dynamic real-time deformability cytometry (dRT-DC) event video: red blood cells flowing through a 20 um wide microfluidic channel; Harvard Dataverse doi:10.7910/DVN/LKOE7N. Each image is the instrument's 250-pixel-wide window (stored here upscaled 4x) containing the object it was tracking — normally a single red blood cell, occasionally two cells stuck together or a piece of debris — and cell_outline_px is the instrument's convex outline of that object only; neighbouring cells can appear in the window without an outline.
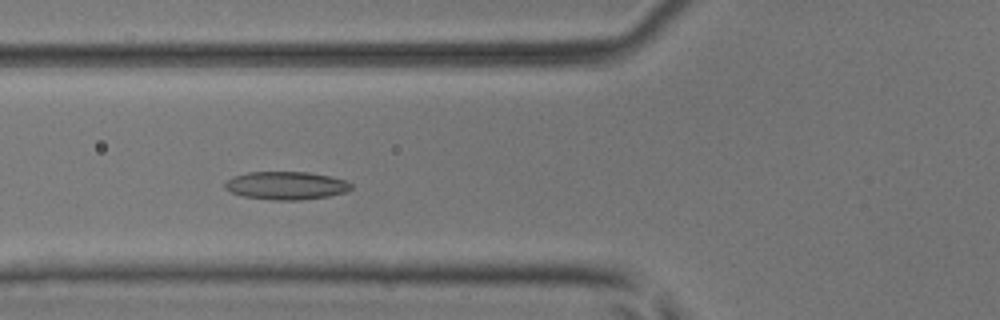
{"species": "common noctule bat (a hibernating species)", "species_latin": "Nyctalus noctula", "temperature_condition": "room temperature", "stored_images_in_passage": 5, "camera_frame_rate_fps": 3000, "um_per_image_px": 0.085, "animal": {"sex": "male", "body_mass_g": 17.9, "forearm_length_mm": 54.2}, "frame": {"image": 1, "passage_image": 4, "time_ms": 1.0, "image_size_px": [1000, 320], "cell_outline_px": [[352, 188], [348, 192], [328, 196], [300, 200], [276, 200], [244, 196], [232, 192], [224, 188], [224, 184], [232, 176], [248, 172], [308, 172], [328, 176], [344, 180], [352, 184]], "centroid_in_image_um": [24.33, 15.77], "position_along_channel_um": 101.5, "area_um2": 20.52}}
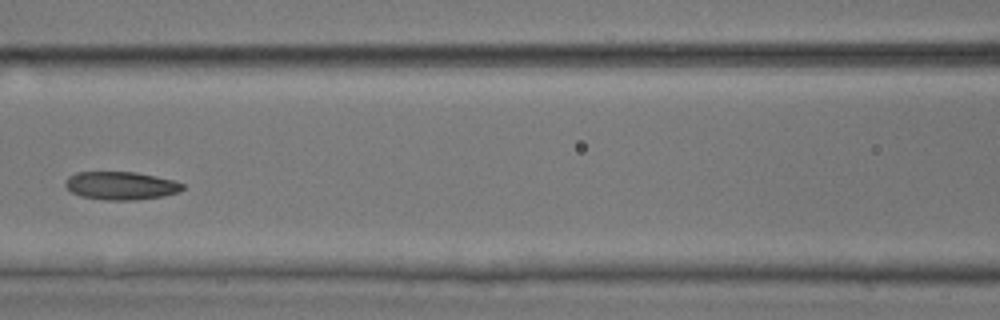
{"frame": {"image": 2, "passage_image": 5, "time_ms": 1.333, "image_size_px": [1000, 320], "cell_outline_px": [[184, 188], [180, 192], [164, 196], [136, 200], [104, 200], [80, 196], [72, 192], [64, 184], [64, 180], [68, 176], [76, 172], [136, 172], [156, 176], [172, 180], [184, 184]], "centroid_in_image_um": [10.27, 15.78], "position_along_channel_um": 156.3, "area_um2": 19.36}}